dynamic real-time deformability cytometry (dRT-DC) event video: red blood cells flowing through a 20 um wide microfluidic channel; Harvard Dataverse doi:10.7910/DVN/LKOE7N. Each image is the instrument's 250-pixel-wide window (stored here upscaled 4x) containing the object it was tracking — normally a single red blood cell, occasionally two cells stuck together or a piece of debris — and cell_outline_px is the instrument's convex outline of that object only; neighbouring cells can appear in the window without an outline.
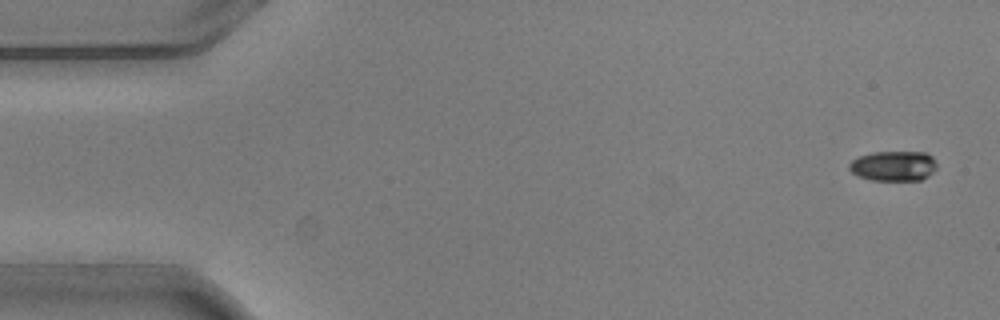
{"species": "common noctule bat (a hibernating species)", "species_latin": "Nyctalus noctula", "temperature_condition": "warm", "stored_images_in_passage": 4, "camera_frame_rate_fps": 3000, "um_per_image_px": 0.085, "animal": {"sex": "male", "body_mass_g": 20.5, "forearm_length_mm": 52.5}, "frame": {"image": 1, "passage_image": 1, "time_ms": 0.0, "image_size_px": [1000, 320], "cell_outline_px": [[936, 168], [928, 176], [920, 180], [872, 180], [860, 176], [852, 172], [848, 168], [848, 164], [852, 160], [860, 156], [872, 152], [928, 152], [932, 156], [936, 164]], "centroid_in_image_um": [75.96, 14.09], "position_along_channel_um": 9.0, "area_um2": 15.32}}
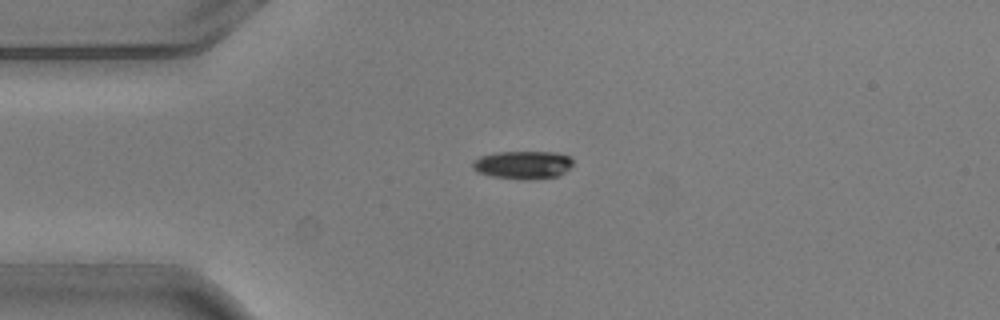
{"frame": {"image": 2, "passage_image": 4, "time_ms": 1.0, "image_size_px": [1000, 320], "cell_outline_px": [[572, 164], [564, 172], [556, 176], [492, 176], [476, 172], [472, 168], [472, 164], [480, 156], [496, 152], [556, 152], [572, 156]], "centroid_in_image_um": [44.43, 13.94], "position_along_channel_um": 40.6, "area_um2": 15.43}}